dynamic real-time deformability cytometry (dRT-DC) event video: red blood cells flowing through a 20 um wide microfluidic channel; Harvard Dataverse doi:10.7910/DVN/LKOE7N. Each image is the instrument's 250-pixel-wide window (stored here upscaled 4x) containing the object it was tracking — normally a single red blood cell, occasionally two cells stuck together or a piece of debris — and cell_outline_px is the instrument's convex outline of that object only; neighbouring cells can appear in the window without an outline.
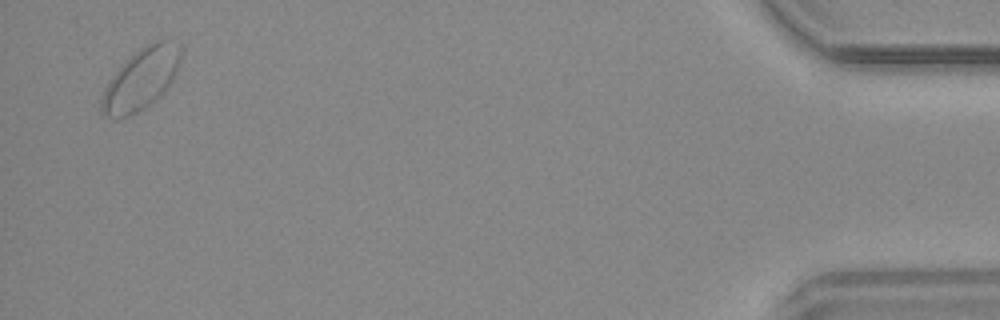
{"species": "common noctule bat (a hibernating species)", "species_latin": "Nyctalus noctula", "temperature_condition": "warm", "stored_images_in_passage": 29, "camera_frame_rate_fps": 3000, "um_per_image_px": 0.085, "animal": {"sex": "male", "body_mass_g": 20.4}, "frame": {"image": 1, "passage_image": 29, "time_ms": 9.333, "image_size_px": [1000, 320], "cell_outline_px": [[184, 48], [176, 72], [172, 80], [164, 92], [160, 96], [132, 116], [120, 120], [116, 120], [100, 112], [100, 100], [104, 88], [108, 80], [140, 48], [156, 40], [168, 40], [180, 44]], "centroid_in_image_um": [11.99, 6.75], "position_along_channel_um": 423.2, "area_um2": 28.44}}